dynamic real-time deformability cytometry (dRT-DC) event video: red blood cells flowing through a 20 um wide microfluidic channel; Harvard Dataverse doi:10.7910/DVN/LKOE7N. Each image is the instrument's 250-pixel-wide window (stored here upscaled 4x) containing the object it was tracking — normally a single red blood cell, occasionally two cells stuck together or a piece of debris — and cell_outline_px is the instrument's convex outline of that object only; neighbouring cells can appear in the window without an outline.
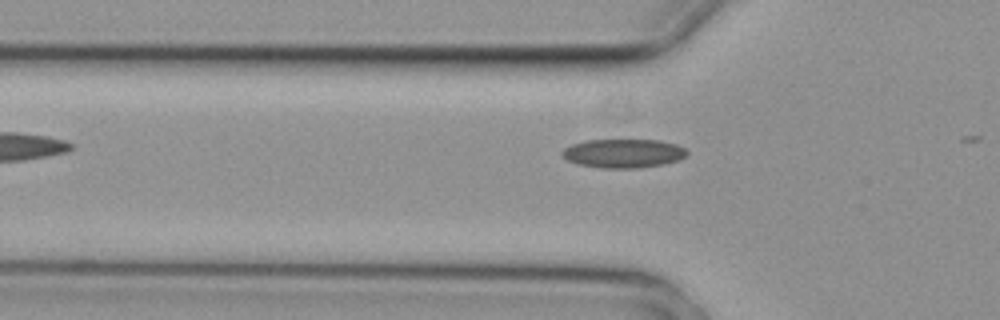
{"species": "common noctule bat (a hibernating species)", "species_latin": "Nyctalus noctula", "temperature_condition": "cold", "stored_images_in_passage": 5, "camera_frame_rate_fps": 3000, "um_per_image_px": 0.085, "animal": {"sex": "female", "body_mass_g": 29.2, "forearm_length_mm": 56.3}, "frame": {"image": 1, "passage_image": 5, "time_ms": 1.333, "image_size_px": [1000, 320], "cell_outline_px": [[688, 152], [684, 156], [676, 160], [660, 164], [636, 168], [600, 168], [576, 164], [560, 156], [560, 152], [564, 148], [572, 144], [588, 140], [660, 140], [676, 144], [684, 148]], "centroid_in_image_um": [52.91, 13.03], "position_along_channel_um": 72.9, "area_um2": 20.87}}